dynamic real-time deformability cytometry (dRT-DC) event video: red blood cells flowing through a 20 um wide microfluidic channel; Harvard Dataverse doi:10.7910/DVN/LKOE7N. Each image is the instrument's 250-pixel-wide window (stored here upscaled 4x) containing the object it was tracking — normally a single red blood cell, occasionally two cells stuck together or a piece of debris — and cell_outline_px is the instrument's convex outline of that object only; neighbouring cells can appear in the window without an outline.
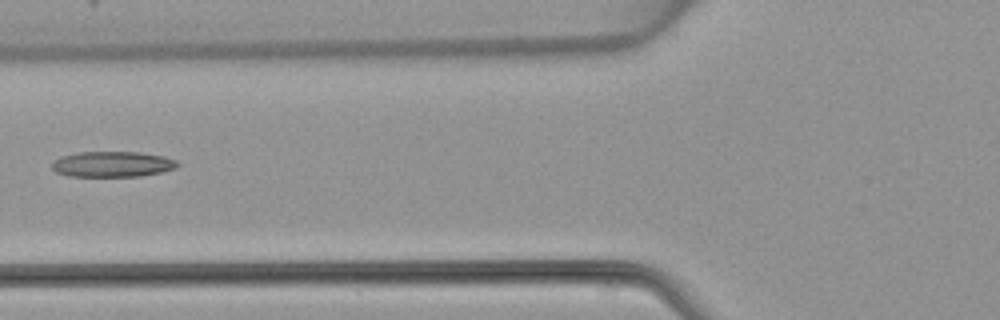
{"species": "common noctule bat (a hibernating species)", "species_latin": "Nyctalus noctula", "temperature_condition": "warm", "stored_images_in_passage": 6, "camera_frame_rate_fps": 3000, "um_per_image_px": 0.085, "animal": {"sex": "female", "body_mass_g": 22.7, "forearm_length_mm": 54.2}, "frame": {"image": 1, "passage_image": 6, "time_ms": 6.0, "image_size_px": [1000, 320], "cell_outline_px": [[180, 164], [176, 168], [160, 172], [140, 176], [68, 176], [56, 172], [52, 168], [52, 164], [60, 156], [76, 152], [140, 152], [164, 156], [176, 160]], "centroid_in_image_um": [9.56, 13.95], "position_along_channel_um": 116.2, "area_um2": 18.73}}